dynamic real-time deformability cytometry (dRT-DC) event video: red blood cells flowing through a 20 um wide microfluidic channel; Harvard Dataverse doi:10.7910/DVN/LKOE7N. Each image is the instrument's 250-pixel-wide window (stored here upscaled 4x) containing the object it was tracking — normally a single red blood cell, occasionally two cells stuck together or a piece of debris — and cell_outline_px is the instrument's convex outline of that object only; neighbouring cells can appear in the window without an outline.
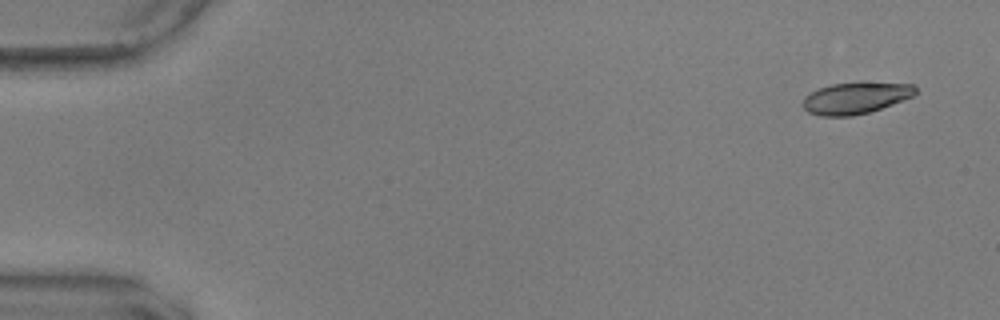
{"species": "common noctule bat (a hibernating species)", "species_latin": "Nyctalus noctula", "temperature_condition": "warm", "stored_images_in_passage": 19, "camera_frame_rate_fps": 3000, "um_per_image_px": 0.085, "animal": {"sex": "male", "body_mass_g": 17.9, "forearm_length_mm": 54.2}, "frame": {"image": 1, "passage_image": 4, "time_ms": 1.0, "image_size_px": [1000, 320], "cell_outline_px": [[904, 96], [896, 100], [876, 108], [864, 112], [820, 112], [844, 84], [888, 84]], "centroid_in_image_um": [73.23, 8.32], "position_along_channel_um": 11.8, "area_um2": 11.73}}
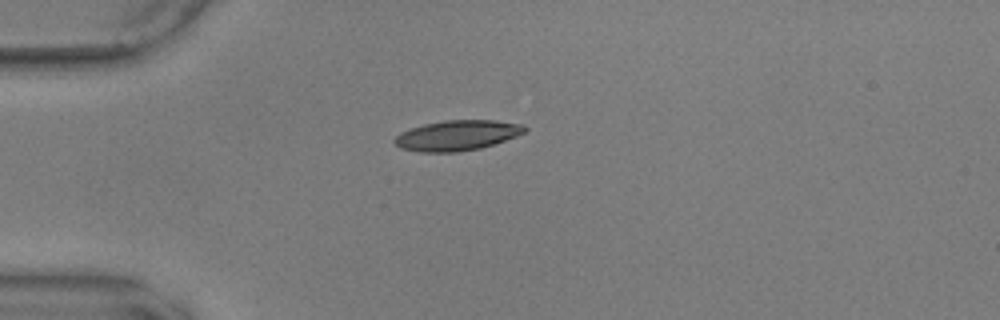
{"frame": {"image": 2, "passage_image": 16, "time_ms": 5.0, "image_size_px": [1000, 320], "cell_outline_px": [[508, 136], [500, 140], [488, 144], [468, 148], [420, 148], [428, 128], [436, 124], [504, 124]], "centroid_in_image_um": [39.34, 11.52], "position_along_channel_um": 45.7, "area_um2": 12.77}}